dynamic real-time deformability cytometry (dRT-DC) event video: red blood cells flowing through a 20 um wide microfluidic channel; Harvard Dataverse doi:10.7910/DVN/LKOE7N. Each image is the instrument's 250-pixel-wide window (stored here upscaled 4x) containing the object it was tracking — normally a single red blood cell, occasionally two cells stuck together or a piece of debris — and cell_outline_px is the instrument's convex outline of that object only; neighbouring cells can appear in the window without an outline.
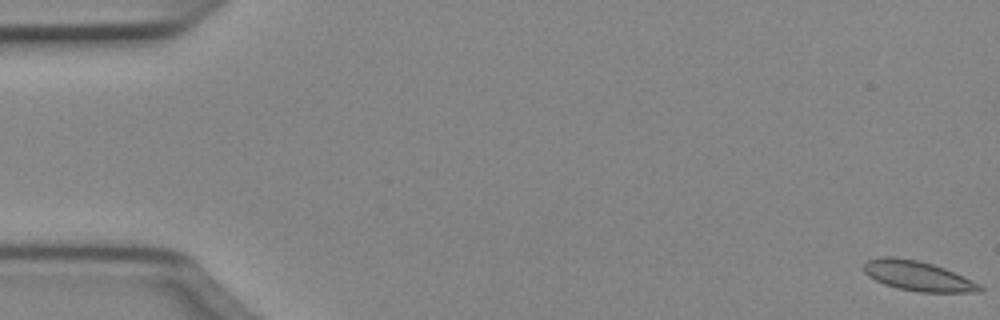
{"species": "Egyptian fruit bat (a non-hibernating species)", "species_latin": "Rousettus aegyptiacus", "temperature_condition": "cold", "stored_images_in_passage": 51, "camera_frame_rate_fps": 3000, "um_per_image_px": 0.085, "animal": {"sex": "female"}, "frame": {"image": 1, "passage_image": 1, "time_ms": 0.0, "image_size_px": [1000, 320], "cell_outline_px": [[984, 288], [980, 292], [920, 292], [896, 288], [884, 284], [868, 276], [864, 272], [864, 264], [868, 260], [884, 256], [892, 256], [920, 260], [944, 268], [964, 276], [980, 284]], "centroid_in_image_um": [78.02, 23.45], "position_along_channel_um": 7.0, "area_um2": 20.23}}
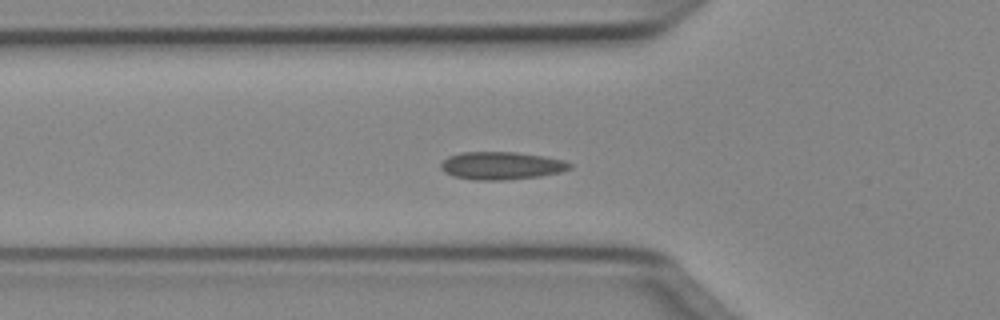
{"frame": {"image": 2, "passage_image": 18, "time_ms": 5.667, "image_size_px": [1000, 320], "cell_outline_px": [[572, 168], [560, 172], [540, 176], [504, 180], [476, 180], [452, 176], [444, 172], [440, 168], [440, 164], [448, 156], [460, 152], [516, 152], [544, 156], [564, 160], [572, 164]], "centroid_in_image_um": [42.6, 14.08], "position_along_channel_um": 83.2, "area_um2": 20.98}}
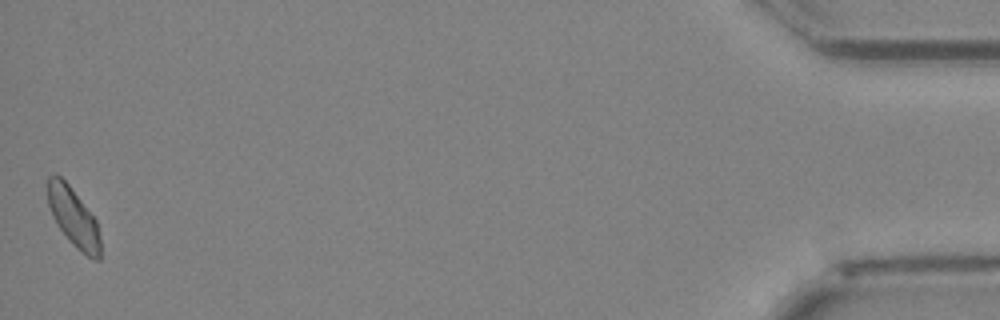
{"frame": {"image": 3, "passage_image": 51, "time_ms": 16.667, "image_size_px": [1000, 320], "cell_outline_px": [[100, 260], [96, 260], [88, 256], [76, 248], [72, 244], [56, 224], [52, 216], [48, 204], [48, 176], [56, 172], [68, 184], [96, 220], [100, 240]], "centroid_in_image_um": [6.22, 18.46], "position_along_channel_um": 429.0, "area_um2": 17.86}, "authors_computed_cell_mechanics": {"area_um2": 19.5942, "velocity_mm_per_s": 3.992, "shape_relaxation_time_tau1_ms": null, "shape_relaxation_time_tau2_ms": 4.0459, "deformation_change_tau1": null, "deformation_change_tau2": 0.0563}}